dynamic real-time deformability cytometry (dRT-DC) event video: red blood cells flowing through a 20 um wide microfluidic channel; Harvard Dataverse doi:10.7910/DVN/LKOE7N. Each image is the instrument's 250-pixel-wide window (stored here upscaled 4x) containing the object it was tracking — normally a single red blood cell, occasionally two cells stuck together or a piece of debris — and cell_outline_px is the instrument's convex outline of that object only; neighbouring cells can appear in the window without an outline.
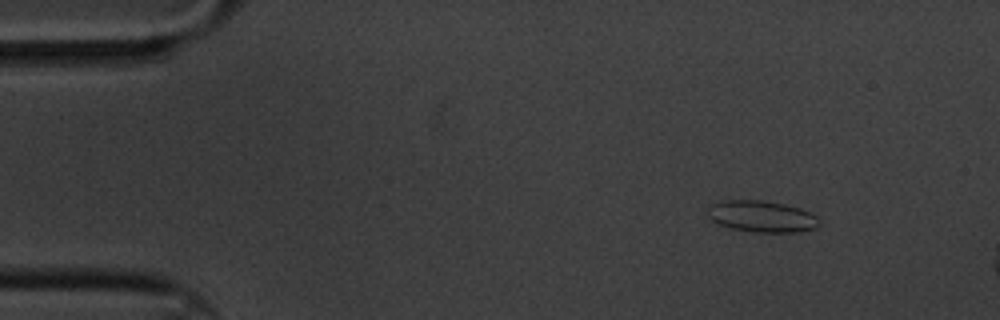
{"species": "common noctule bat (a hibernating species)", "species_latin": "Nyctalus noctula", "temperature_condition": "cold", "stored_images_in_passage": 4, "camera_frame_rate_fps": 3000, "um_per_image_px": 0.085, "animal": {"sex": "male", "body_mass_g": 20.1, "forearm_length_mm": 53.5}, "frame": {"image": 1, "passage_image": 2, "time_ms": 0.333, "image_size_px": [1000, 320], "cell_outline_px": [[820, 224], [816, 228], [796, 232], [752, 232], [732, 228], [720, 224], [712, 220], [708, 216], [708, 208], [712, 204], [724, 200], [764, 200], [784, 204], [800, 208], [816, 216], [820, 220]], "centroid_in_image_um": [64.77, 18.39], "position_along_channel_um": 20.2, "area_um2": 20.4}}